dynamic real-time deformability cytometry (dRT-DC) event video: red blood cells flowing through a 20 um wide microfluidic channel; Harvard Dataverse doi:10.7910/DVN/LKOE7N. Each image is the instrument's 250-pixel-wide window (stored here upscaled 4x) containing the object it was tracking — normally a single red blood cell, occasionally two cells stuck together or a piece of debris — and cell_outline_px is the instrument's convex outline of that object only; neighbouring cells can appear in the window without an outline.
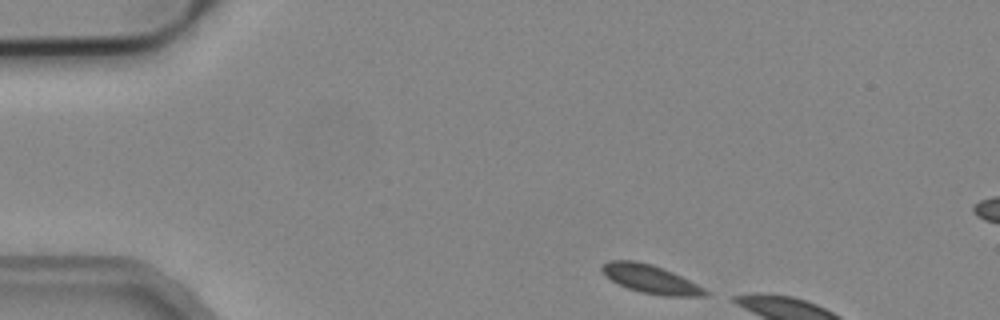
{"species": "common noctule bat (a hibernating species)", "species_latin": "Nyctalus noctula", "temperature_condition": "cold", "stored_images_in_passage": 3, "camera_frame_rate_fps": 3000, "um_per_image_px": 0.085, "animal": {"sex": "male", "body_mass_g": 19.2, "forearm_length_mm": 51.8}, "frame": {"image": 1, "passage_image": 1, "time_ms": 0.0, "image_size_px": [1000, 320], "cell_outline_px": [[708, 296], [664, 296], [640, 292], [628, 288], [604, 276], [600, 268], [608, 260], [636, 260], [652, 264], [664, 268], [704, 288], [708, 292]], "centroid_in_image_um": [55.27, 23.71], "position_along_channel_um": 29.7, "area_um2": 17.05}}